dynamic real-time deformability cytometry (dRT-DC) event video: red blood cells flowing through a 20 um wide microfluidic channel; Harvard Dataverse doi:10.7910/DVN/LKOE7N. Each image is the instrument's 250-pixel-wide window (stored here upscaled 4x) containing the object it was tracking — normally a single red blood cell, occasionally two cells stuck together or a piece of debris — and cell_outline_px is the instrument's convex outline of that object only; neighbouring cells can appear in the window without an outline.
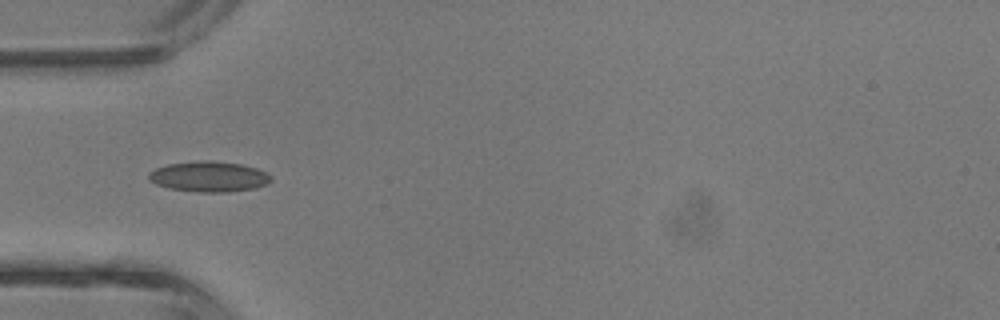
{"species": "common noctule bat (a hibernating species)", "species_latin": "Nyctalus noctula", "temperature_condition": "room temperature", "stored_images_in_passage": 27, "camera_frame_rate_fps": 3000, "um_per_image_px": 0.085, "animal": {"sex": "male", "body_mass_g": 13.3}, "frame": {"image": 1, "passage_image": 9, "time_ms": 2.667, "image_size_px": [1000, 320], "cell_outline_px": [[272, 180], [268, 184], [256, 188], [228, 192], [200, 192], [168, 188], [156, 184], [148, 180], [148, 172], [156, 168], [168, 164], [200, 160], [212, 160], [240, 164], [256, 168], [272, 176]], "centroid_in_image_um": [17.76, 15.01], "position_along_channel_um": 67.2, "area_um2": 21.85}}
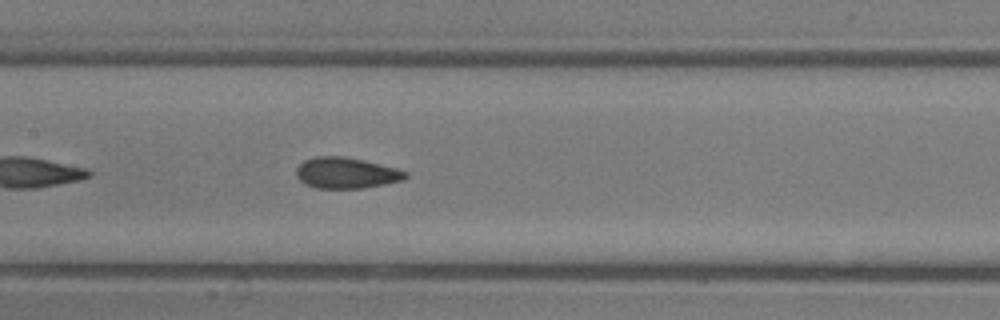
{"frame": {"image": 2, "passage_image": 16, "time_ms": 5.0, "image_size_px": [1000, 320], "cell_outline_px": [[408, 176], [404, 180], [364, 188], [316, 188], [304, 184], [296, 176], [296, 168], [304, 160], [316, 156], [344, 156], [364, 160], [396, 168], [408, 172]], "centroid_in_image_um": [29.42, 14.7], "position_along_channel_um": 178.0, "area_um2": 19.83}}
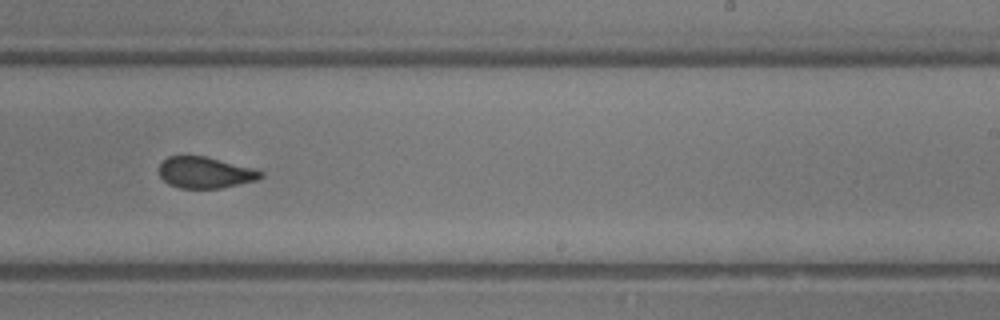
{"frame": {"image": 3, "passage_image": 22, "time_ms": 7.0, "image_size_px": [1000, 320], "cell_outline_px": [[264, 176], [256, 180], [220, 188], [180, 188], [168, 184], [160, 176], [160, 164], [168, 156], [204, 156], [256, 168], [264, 172]], "centroid_in_image_um": [17.47, 14.66], "position_along_channel_um": 271.5, "area_um2": 18.5}}